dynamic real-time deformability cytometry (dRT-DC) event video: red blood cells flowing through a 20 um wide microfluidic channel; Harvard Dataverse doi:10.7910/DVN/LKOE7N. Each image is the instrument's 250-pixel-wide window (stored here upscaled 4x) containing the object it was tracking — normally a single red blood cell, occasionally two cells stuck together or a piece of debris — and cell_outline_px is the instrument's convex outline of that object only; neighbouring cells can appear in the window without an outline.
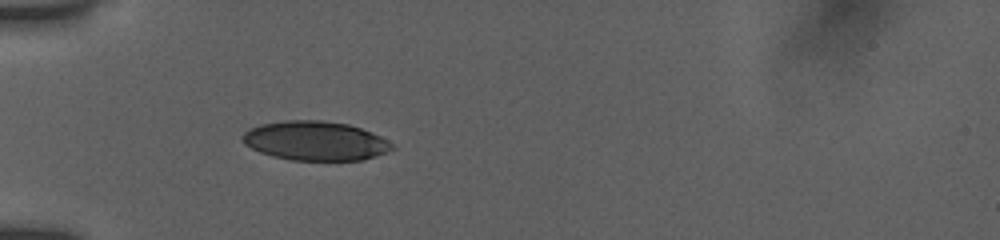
{"species": "human", "species_latin": "Homo sapiens", "temperature_condition": "room temperature", "stored_images_in_passage": 13, "camera_frame_rate_fps": 3000, "um_per_image_px": 0.085, "donor": {"sex": "female"}, "frame": {"image": 1, "passage_image": 1, "time_ms": 0.0, "image_size_px": [1000, 240], "cell_outline_px": [[396, 148], [376, 156], [360, 160], [292, 160], [272, 156], [260, 152], [244, 144], [240, 140], [240, 136], [244, 132], [260, 124], [284, 120], [320, 120], [348, 124], [372, 132], [380, 136], [392, 144]], "centroid_in_image_um": [26.77, 11.97], "position_along_channel_um": 58.2, "area_um2": 34.22}}
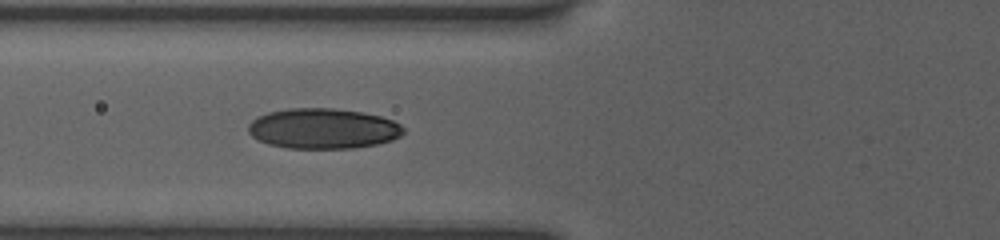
{"frame": {"image": 2, "passage_image": 9, "time_ms": 1.333, "image_size_px": [1000, 240], "cell_outline_px": [[404, 132], [400, 136], [392, 140], [376, 144], [356, 148], [288, 148], [268, 144], [256, 140], [248, 132], [248, 124], [252, 120], [268, 112], [288, 108], [332, 108], [360, 112], [380, 116], [392, 120], [400, 124], [404, 128]], "centroid_in_image_um": [27.44, 10.93], "position_along_channel_um": 98.4, "area_um2": 36.53}}